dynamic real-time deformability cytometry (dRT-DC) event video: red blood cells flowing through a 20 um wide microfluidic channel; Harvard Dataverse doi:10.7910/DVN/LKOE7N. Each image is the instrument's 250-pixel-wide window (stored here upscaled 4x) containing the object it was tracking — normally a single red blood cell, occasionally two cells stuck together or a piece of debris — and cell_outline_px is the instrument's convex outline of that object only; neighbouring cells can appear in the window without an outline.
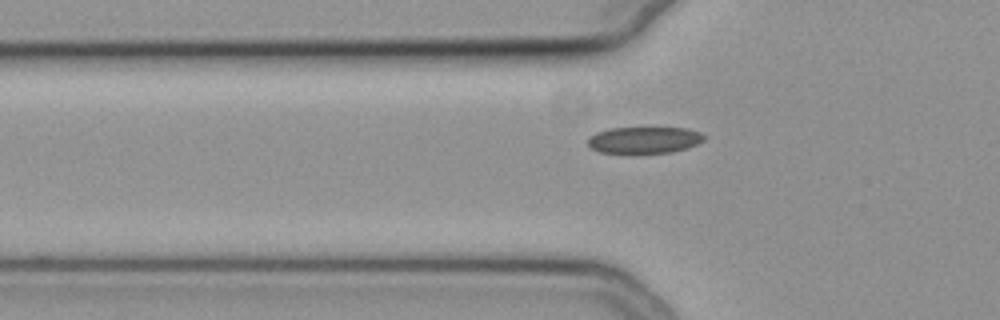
{"species": "common noctule bat (a hibernating species)", "species_latin": "Nyctalus noctula", "temperature_condition": "cold", "stored_images_in_passage": 37, "camera_frame_rate_fps": 3000, "um_per_image_px": 0.085, "animal": {"sex": "female", "body_mass_g": 19.3, "forearm_length_mm": 54.1}, "frame": {"image": 1, "passage_image": 5, "time_ms": 1.333, "image_size_px": [1000, 320], "cell_outline_px": [[708, 136], [704, 140], [688, 148], [672, 152], [636, 156], [600, 152], [592, 148], [588, 144], [588, 140], [596, 132], [608, 128], [688, 128], [700, 132]], "centroid_in_image_um": [54.78, 11.94], "position_along_channel_um": 71.0, "area_um2": 18.84}}
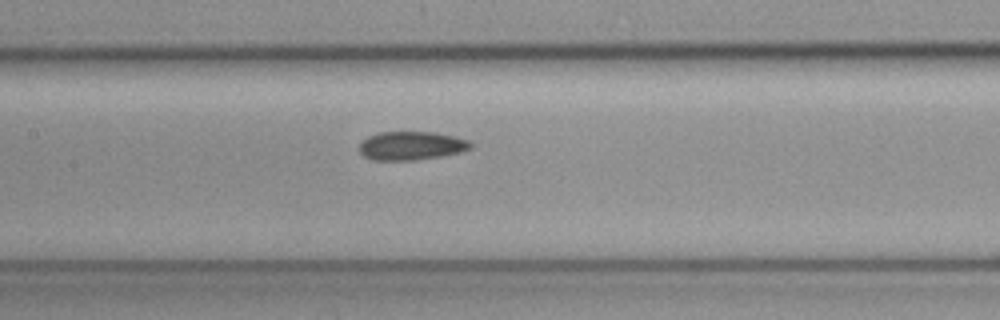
{"frame": {"image": 2, "passage_image": 13, "time_ms": 4.0, "image_size_px": [1000, 320], "cell_outline_px": [[472, 148], [460, 152], [440, 156], [412, 160], [372, 160], [364, 156], [360, 152], [360, 144], [368, 136], [376, 132], [436, 132], [456, 136], [468, 140], [472, 144]], "centroid_in_image_um": [34.97, 12.37], "position_along_channel_um": 172.4, "area_um2": 18.55}}
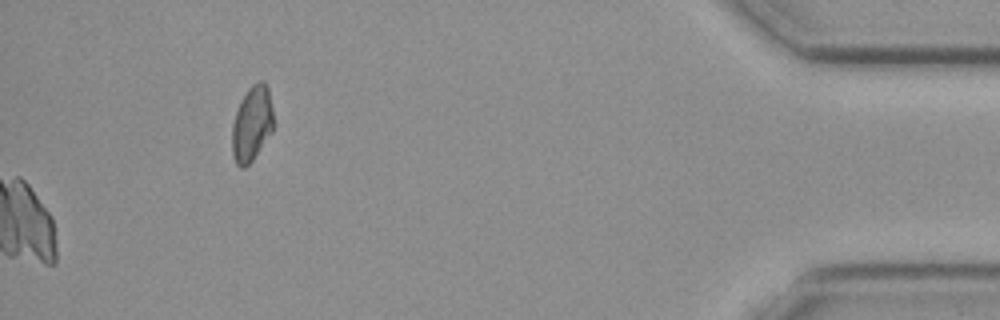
{"frame": {"image": 3, "passage_image": 37, "time_ms": 12.0, "image_size_px": [1000, 320], "cell_outline_px": [[272, 132], [252, 160], [244, 168], [240, 168], [236, 164], [232, 156], [232, 124], [240, 100], [248, 88], [256, 80], [264, 80], [268, 88], [272, 108]], "centroid_in_image_um": [21.39, 10.5], "position_along_channel_um": 413.8, "area_um2": 18.21}, "authors_computed_cell_mechanics": {"area_um2": 18.785, "velocity_mm_per_s": 3.8014, "shape_relaxation_time_tau1_ms": null, "shape_relaxation_time_tau2_ms": 6.5248, "deformation_change_tau1": null, "deformation_change_tau2": 0.0906}}